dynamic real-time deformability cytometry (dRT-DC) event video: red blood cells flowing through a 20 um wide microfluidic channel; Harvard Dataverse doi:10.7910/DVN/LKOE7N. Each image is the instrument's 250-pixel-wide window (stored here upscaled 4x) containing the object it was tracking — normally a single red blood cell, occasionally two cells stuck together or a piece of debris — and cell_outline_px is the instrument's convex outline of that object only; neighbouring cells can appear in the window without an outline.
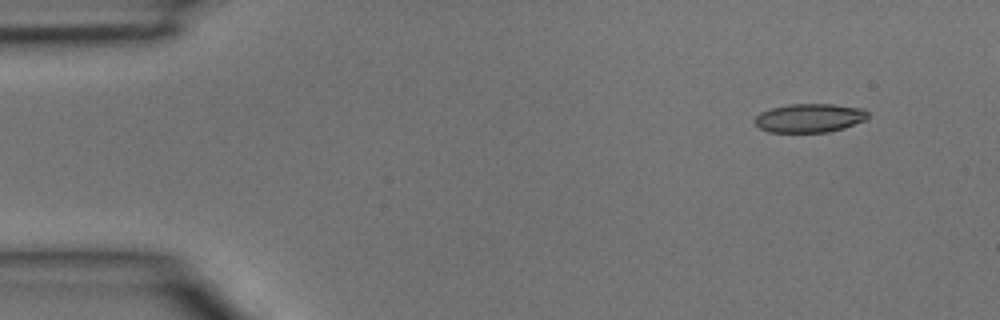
{"species": "common noctule bat (a hibernating species)", "species_latin": "Nyctalus noctula", "temperature_condition": "room temperature", "stored_images_in_passage": 3, "camera_frame_rate_fps": 3000, "um_per_image_px": 0.085, "animal": {"sex": "male", "body_mass_g": 15.6}, "frame": {"image": 1, "passage_image": 1, "time_ms": 0.0, "image_size_px": [1000, 320], "cell_outline_px": [[868, 116], [864, 120], [844, 128], [828, 132], [768, 132], [760, 128], [752, 120], [760, 112], [772, 108], [788, 104], [832, 104], [864, 108], [868, 112]], "centroid_in_image_um": [68.79, 10.03], "position_along_channel_um": 16.2, "area_um2": 19.02}}